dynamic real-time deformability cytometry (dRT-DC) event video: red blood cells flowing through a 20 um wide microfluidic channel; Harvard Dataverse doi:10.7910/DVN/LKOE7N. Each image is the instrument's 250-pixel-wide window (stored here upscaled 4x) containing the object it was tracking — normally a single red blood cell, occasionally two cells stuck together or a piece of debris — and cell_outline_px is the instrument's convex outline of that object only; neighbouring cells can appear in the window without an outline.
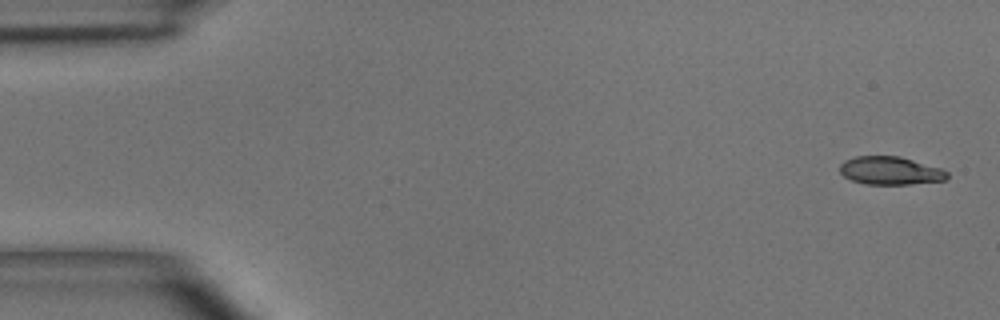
{"species": "common noctule bat (a hibernating species)", "species_latin": "Nyctalus noctula", "temperature_condition": "room temperature", "stored_images_in_passage": 15, "camera_frame_rate_fps": 3000, "um_per_image_px": 0.085, "animal": {"sex": "male", "body_mass_g": 15.6}, "frame": {"image": 1, "passage_image": 1, "time_ms": 0.0, "image_size_px": [1000, 320], "cell_outline_px": [[948, 176], [944, 180], [908, 184], [868, 184], [852, 180], [844, 176], [840, 172], [840, 164], [844, 160], [856, 156], [900, 156], [940, 168], [948, 172]], "centroid_in_image_um": [75.65, 14.5], "position_along_channel_um": 9.3, "area_um2": 17.4}}
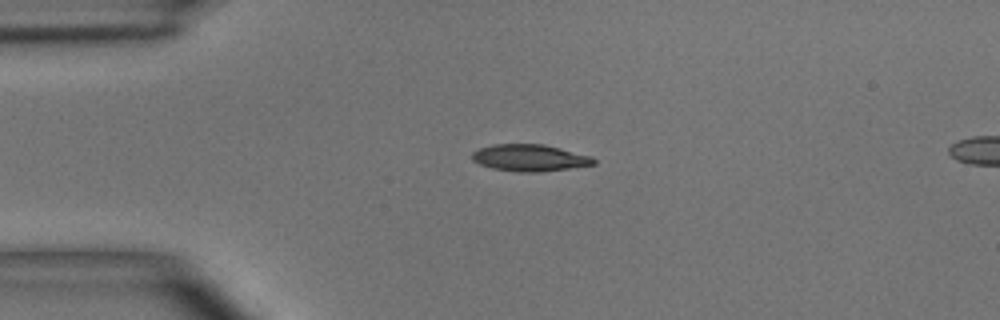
{"frame": {"image": 2, "passage_image": 11, "time_ms": 3.333, "image_size_px": [1000, 320], "cell_outline_px": [[596, 164], [540, 172], [520, 172], [492, 168], [480, 164], [472, 160], [472, 152], [480, 148], [492, 144], [544, 144], [592, 156], [596, 160]], "centroid_in_image_um": [45.03, 13.41], "position_along_channel_um": 40.0, "area_um2": 18.96}}